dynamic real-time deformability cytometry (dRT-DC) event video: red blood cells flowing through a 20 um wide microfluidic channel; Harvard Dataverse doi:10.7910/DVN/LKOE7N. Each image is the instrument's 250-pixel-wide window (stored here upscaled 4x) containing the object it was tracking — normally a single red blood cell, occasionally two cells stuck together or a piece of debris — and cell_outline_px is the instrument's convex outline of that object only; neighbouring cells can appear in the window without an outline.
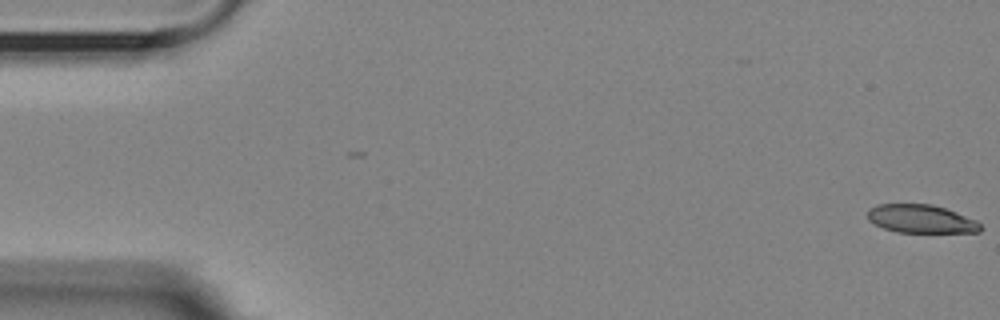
{"species": "Egyptian fruit bat (a non-hibernating species)", "species_latin": "Rousettus aegyptiacus", "temperature_condition": "room temperature", "stored_images_in_passage": 16, "camera_frame_rate_fps": 3000, "um_per_image_px": 0.085, "animal": {"sex": "female"}, "frame": {"image": 1, "passage_image": 1, "time_ms": 0.0, "image_size_px": [1000, 320], "cell_outline_px": [[984, 228], [980, 232], [896, 232], [884, 228], [868, 220], [868, 208], [876, 204], [932, 204], [956, 212], [976, 220]], "centroid_in_image_um": [78.29, 18.6], "position_along_channel_um": 6.7, "area_um2": 18.61}}